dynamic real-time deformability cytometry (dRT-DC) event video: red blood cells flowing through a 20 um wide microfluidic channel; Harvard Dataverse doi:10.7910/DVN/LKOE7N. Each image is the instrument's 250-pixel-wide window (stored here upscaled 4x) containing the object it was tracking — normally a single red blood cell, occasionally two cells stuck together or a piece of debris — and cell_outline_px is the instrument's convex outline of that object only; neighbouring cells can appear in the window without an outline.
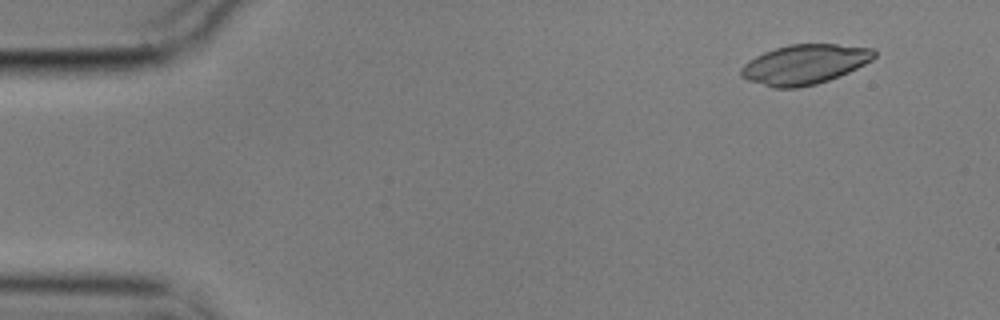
{"species": "common noctule bat (a hibernating species)", "species_latin": "Nyctalus noctula", "temperature_condition": "cold", "stored_images_in_passage": 11, "camera_frame_rate_fps": 3000, "um_per_image_px": 0.085, "animal": {"sex": "male", "body_mass_g": 17.9}, "frame": {"image": 1, "passage_image": 5, "time_ms": 1.333, "image_size_px": [1000, 320], "cell_outline_px": [[876, 56], [872, 60], [848, 72], [828, 80], [816, 84], [796, 88], [772, 88], [748, 80], [740, 76], [740, 68], [748, 60], [764, 52], [788, 44], [836, 44], [872, 48], [876, 52]], "centroid_in_image_um": [68.36, 5.47], "position_along_channel_um": 16.6, "area_um2": 30.81}}